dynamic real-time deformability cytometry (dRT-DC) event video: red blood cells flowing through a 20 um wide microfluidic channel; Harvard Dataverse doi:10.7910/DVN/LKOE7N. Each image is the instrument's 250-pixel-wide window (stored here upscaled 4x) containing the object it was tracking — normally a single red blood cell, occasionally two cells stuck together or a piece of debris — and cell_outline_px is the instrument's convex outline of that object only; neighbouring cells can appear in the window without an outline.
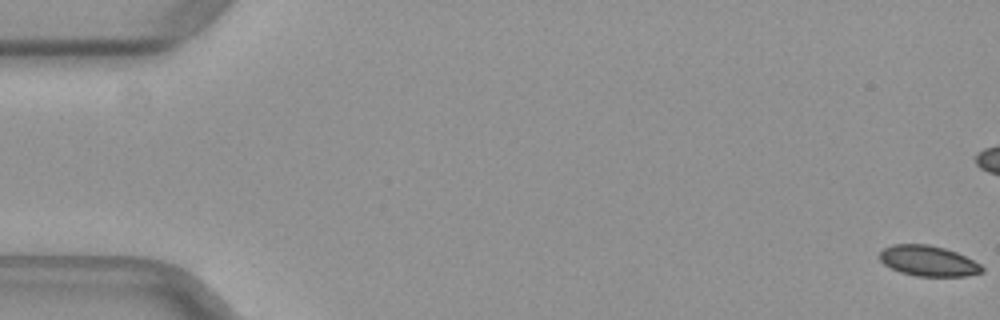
{"species": "common noctule bat (a hibernating species)", "species_latin": "Nyctalus noctula", "temperature_condition": "warm", "stored_images_in_passage": 28, "camera_frame_rate_fps": 3000, "um_per_image_px": 0.085, "animal": {"sex": "female", "body_mass_g": 29.2, "forearm_length_mm": 56.3}, "frame": {"image": 1, "passage_image": 1, "time_ms": 0.0, "image_size_px": [1000, 320], "cell_outline_px": [[984, 272], [968, 276], [916, 276], [900, 272], [884, 264], [880, 260], [880, 252], [884, 248], [892, 244], [928, 244], [944, 248], [956, 252], [980, 264], [984, 268]], "centroid_in_image_um": [78.91, 22.18], "position_along_channel_um": 6.1, "area_um2": 18.15}}